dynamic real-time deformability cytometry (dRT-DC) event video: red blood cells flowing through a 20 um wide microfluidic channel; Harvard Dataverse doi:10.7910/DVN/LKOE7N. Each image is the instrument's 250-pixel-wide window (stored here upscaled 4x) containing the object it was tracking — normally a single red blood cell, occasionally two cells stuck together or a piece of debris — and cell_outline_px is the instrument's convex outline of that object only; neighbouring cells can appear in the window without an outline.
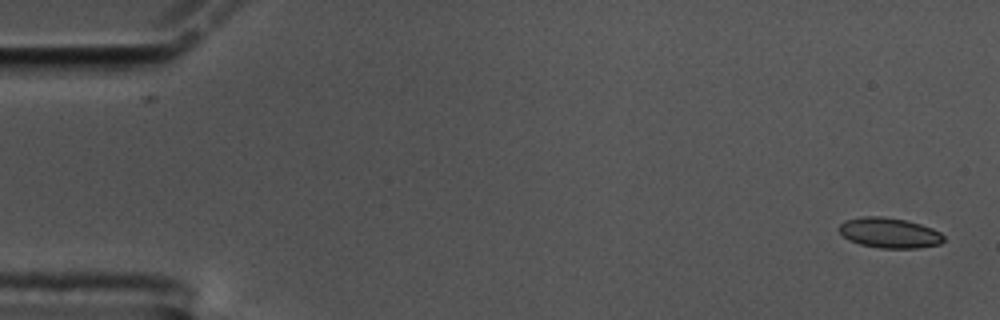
{"species": "common noctule bat (a hibernating species)", "species_latin": "Nyctalus noctula", "temperature_condition": "cold", "stored_images_in_passage": 57, "camera_frame_rate_fps": 3000, "um_per_image_px": 0.085, "animal": {"sex": "male", "body_mass_g": 17.5, "forearm_length_mm": 52.3}, "frame": {"image": 1, "passage_image": 1, "time_ms": 0.0, "image_size_px": [1000, 320], "cell_outline_px": [[944, 240], [940, 244], [916, 248], [880, 248], [860, 244], [848, 240], [836, 228], [844, 220], [864, 216], [880, 216], [908, 220], [932, 228], [940, 232], [944, 236]], "centroid_in_image_um": [75.58, 19.78], "position_along_channel_um": 9.4, "area_um2": 18.55}}
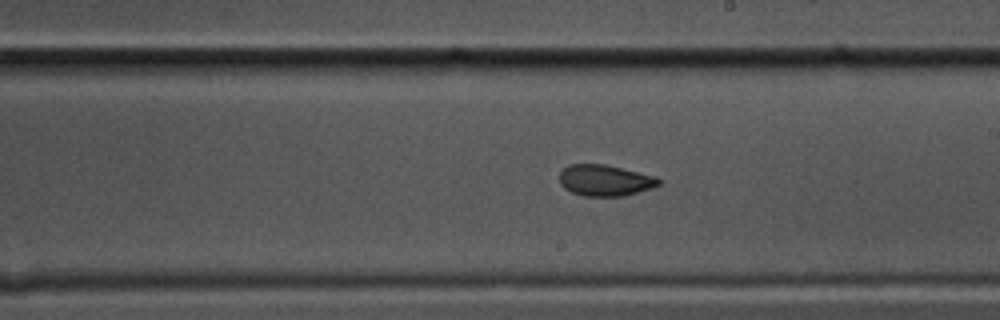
{"frame": {"image": 2, "passage_image": 32, "time_ms": 10.333, "image_size_px": [1000, 320], "cell_outline_px": [[660, 184], [652, 188], [624, 196], [584, 196], [572, 192], [564, 188], [560, 184], [560, 172], [568, 164], [604, 164], [656, 176], [660, 180]], "centroid_in_image_um": [51.42, 15.33], "position_along_channel_um": 237.6, "area_um2": 18.03}}
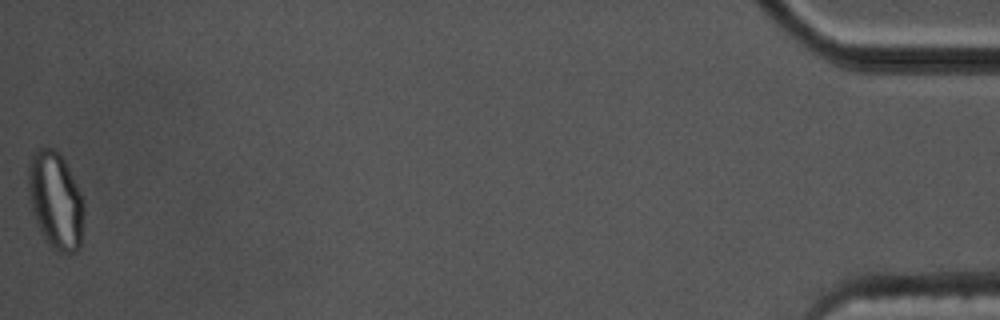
{"frame": {"image": 3, "passage_image": 57, "time_ms": 18.667, "image_size_px": [1000, 320], "cell_outline_px": [[84, 212], [80, 248], [76, 252], [60, 252], [52, 248], [44, 240], [32, 212], [28, 192], [28, 168], [32, 152], [36, 148], [52, 148], [64, 160], [80, 192], [84, 204]], "centroid_in_image_um": [4.71, 17.06], "position_along_channel_um": 430.5, "area_um2": 31.5}, "authors_computed_cell_mechanics": {"area_um2": 18.7272, "velocity_mm_per_s": 3.4823, "shape_relaxation_time_tau1_ms": 7.926, "shape_relaxation_time_tau2_ms": 2.3484, "deformation_change_tau1": 0.134, "deformation_change_tau2": 0.063}}